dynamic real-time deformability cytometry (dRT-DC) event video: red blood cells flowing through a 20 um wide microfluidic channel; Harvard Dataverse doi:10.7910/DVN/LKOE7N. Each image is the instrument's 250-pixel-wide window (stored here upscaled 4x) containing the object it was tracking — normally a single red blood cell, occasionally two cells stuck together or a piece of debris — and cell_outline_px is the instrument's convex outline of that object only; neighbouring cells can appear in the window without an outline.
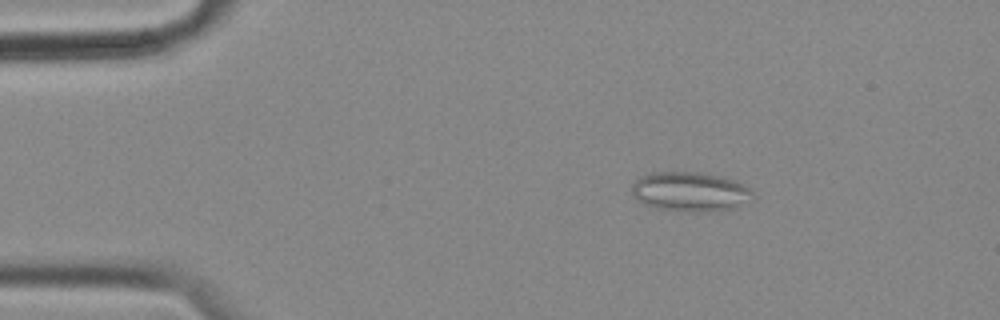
{"species": "common noctule bat (a hibernating species)", "species_latin": "Nyctalus noctula", "temperature_condition": "cold", "stored_images_in_passage": 57, "camera_frame_rate_fps": 3000, "um_per_image_px": 0.085, "animal": {"sex": "female", "body_mass_g": 18.4}, "frame": {"image": 1, "passage_image": 9, "time_ms": 2.667, "image_size_px": [1000, 320], "cell_outline_px": [[756, 196], [752, 200], [736, 208], [700, 212], [680, 212], [656, 208], [644, 204], [636, 200], [632, 196], [632, 184], [640, 176], [652, 172], [700, 172], [720, 176], [732, 180], [748, 188]], "centroid_in_image_um": [58.64, 16.31], "position_along_channel_um": 26.4, "area_um2": 28.15}}
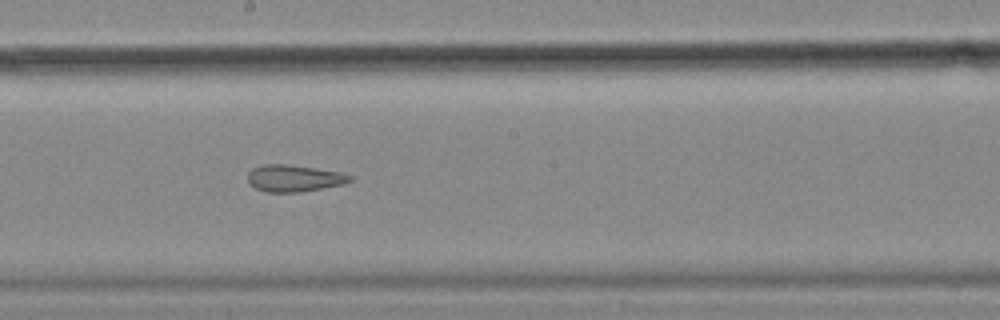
{"frame": {"image": 2, "passage_image": 31, "time_ms": 10.0, "image_size_px": [1000, 320], "cell_outline_px": [[352, 180], [344, 184], [300, 192], [264, 192], [256, 188], [248, 180], [248, 172], [252, 168], [264, 164], [284, 164], [340, 172], [352, 176]], "centroid_in_image_um": [24.98, 15.16], "position_along_channel_um": 223.2, "area_um2": 15.78}}
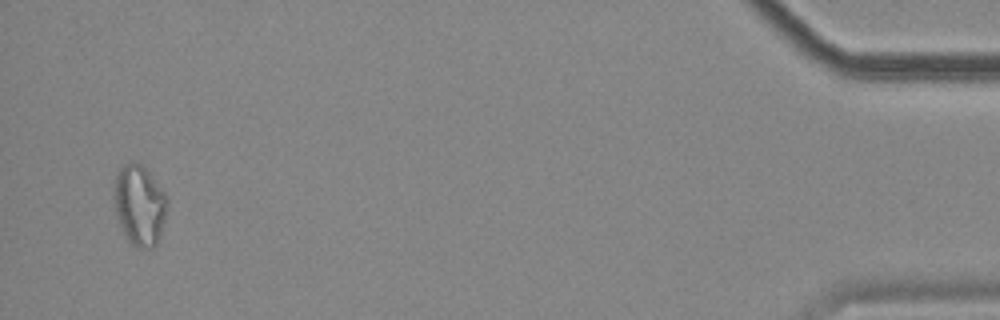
{"frame": {"image": 3, "passage_image": 55, "time_ms": 18.0, "image_size_px": [1000, 320], "cell_outline_px": [[168, 204], [160, 236], [156, 244], [152, 248], [136, 248], [124, 236], [116, 216], [112, 196], [112, 188], [116, 172], [124, 164], [132, 160], [140, 164], [148, 172], [168, 196]], "centroid_in_image_um": [11.82, 17.43], "position_along_channel_um": 423.4, "area_um2": 25.49}, "authors_computed_cell_mechanics": {"area_um2": 21.5016, "velocity_mm_per_s": 3.5302, "shape_relaxation_time_tau1_ms": null, "shape_relaxation_time_tau2_ms": 2.9492, "deformation_change_tau1": null, "deformation_change_tau2": 0.1058}}